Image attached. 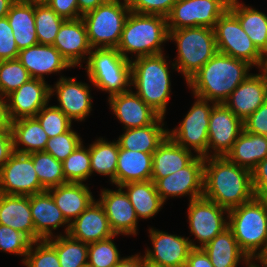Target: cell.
Here are the masks:
<instances>
[{"mask_svg":"<svg viewBox=\"0 0 267 267\" xmlns=\"http://www.w3.org/2000/svg\"><path fill=\"white\" fill-rule=\"evenodd\" d=\"M31 79L18 59L0 61V94L7 96Z\"/></svg>","mask_w":267,"mask_h":267,"instance_id":"cell-43","label":"cell"},{"mask_svg":"<svg viewBox=\"0 0 267 267\" xmlns=\"http://www.w3.org/2000/svg\"><path fill=\"white\" fill-rule=\"evenodd\" d=\"M142 267H162L160 265H155L150 262H148L146 259L142 261Z\"/></svg>","mask_w":267,"mask_h":267,"instance_id":"cell-62","label":"cell"},{"mask_svg":"<svg viewBox=\"0 0 267 267\" xmlns=\"http://www.w3.org/2000/svg\"><path fill=\"white\" fill-rule=\"evenodd\" d=\"M19 50L7 17L0 18V61L17 59Z\"/></svg>","mask_w":267,"mask_h":267,"instance_id":"cell-49","label":"cell"},{"mask_svg":"<svg viewBox=\"0 0 267 267\" xmlns=\"http://www.w3.org/2000/svg\"><path fill=\"white\" fill-rule=\"evenodd\" d=\"M32 241L23 233L0 224V251L22 257L24 262Z\"/></svg>","mask_w":267,"mask_h":267,"instance_id":"cell-46","label":"cell"},{"mask_svg":"<svg viewBox=\"0 0 267 267\" xmlns=\"http://www.w3.org/2000/svg\"><path fill=\"white\" fill-rule=\"evenodd\" d=\"M226 157L250 171L267 157V136L253 134L244 129Z\"/></svg>","mask_w":267,"mask_h":267,"instance_id":"cell-33","label":"cell"},{"mask_svg":"<svg viewBox=\"0 0 267 267\" xmlns=\"http://www.w3.org/2000/svg\"><path fill=\"white\" fill-rule=\"evenodd\" d=\"M228 227L254 263L267 247V201L254 197L228 212Z\"/></svg>","mask_w":267,"mask_h":267,"instance_id":"cell-5","label":"cell"},{"mask_svg":"<svg viewBox=\"0 0 267 267\" xmlns=\"http://www.w3.org/2000/svg\"><path fill=\"white\" fill-rule=\"evenodd\" d=\"M187 210L189 230L196 240L189 238L192 248H203L228 227L229 211L204 196L189 201Z\"/></svg>","mask_w":267,"mask_h":267,"instance_id":"cell-11","label":"cell"},{"mask_svg":"<svg viewBox=\"0 0 267 267\" xmlns=\"http://www.w3.org/2000/svg\"><path fill=\"white\" fill-rule=\"evenodd\" d=\"M109 109L124 126L123 129L145 127L160 115L147 105L132 88L126 92L108 97Z\"/></svg>","mask_w":267,"mask_h":267,"instance_id":"cell-22","label":"cell"},{"mask_svg":"<svg viewBox=\"0 0 267 267\" xmlns=\"http://www.w3.org/2000/svg\"><path fill=\"white\" fill-rule=\"evenodd\" d=\"M129 13L126 0H109L82 15L92 49L117 48Z\"/></svg>","mask_w":267,"mask_h":267,"instance_id":"cell-8","label":"cell"},{"mask_svg":"<svg viewBox=\"0 0 267 267\" xmlns=\"http://www.w3.org/2000/svg\"><path fill=\"white\" fill-rule=\"evenodd\" d=\"M17 59L29 72L31 78L44 81L46 75L73 68L53 45L37 44L20 50Z\"/></svg>","mask_w":267,"mask_h":267,"instance_id":"cell-24","label":"cell"},{"mask_svg":"<svg viewBox=\"0 0 267 267\" xmlns=\"http://www.w3.org/2000/svg\"><path fill=\"white\" fill-rule=\"evenodd\" d=\"M16 0H0V18L6 17Z\"/></svg>","mask_w":267,"mask_h":267,"instance_id":"cell-58","label":"cell"},{"mask_svg":"<svg viewBox=\"0 0 267 267\" xmlns=\"http://www.w3.org/2000/svg\"><path fill=\"white\" fill-rule=\"evenodd\" d=\"M229 4L230 0H177L167 16V28L177 30L203 26L214 29Z\"/></svg>","mask_w":267,"mask_h":267,"instance_id":"cell-12","label":"cell"},{"mask_svg":"<svg viewBox=\"0 0 267 267\" xmlns=\"http://www.w3.org/2000/svg\"><path fill=\"white\" fill-rule=\"evenodd\" d=\"M10 121L35 117L50 102V84L42 79L31 78L6 96Z\"/></svg>","mask_w":267,"mask_h":267,"instance_id":"cell-19","label":"cell"},{"mask_svg":"<svg viewBox=\"0 0 267 267\" xmlns=\"http://www.w3.org/2000/svg\"><path fill=\"white\" fill-rule=\"evenodd\" d=\"M11 121L7 111V98L0 94V130L10 127Z\"/></svg>","mask_w":267,"mask_h":267,"instance_id":"cell-56","label":"cell"},{"mask_svg":"<svg viewBox=\"0 0 267 267\" xmlns=\"http://www.w3.org/2000/svg\"><path fill=\"white\" fill-rule=\"evenodd\" d=\"M54 85H50V97L56 95L58 107L72 122H82L91 115L92 96L90 85L77 81L76 77L60 76ZM53 86V87H52Z\"/></svg>","mask_w":267,"mask_h":267,"instance_id":"cell-15","label":"cell"},{"mask_svg":"<svg viewBox=\"0 0 267 267\" xmlns=\"http://www.w3.org/2000/svg\"><path fill=\"white\" fill-rule=\"evenodd\" d=\"M82 142L62 162L63 174L67 182L85 183L91 176L90 145Z\"/></svg>","mask_w":267,"mask_h":267,"instance_id":"cell-41","label":"cell"},{"mask_svg":"<svg viewBox=\"0 0 267 267\" xmlns=\"http://www.w3.org/2000/svg\"><path fill=\"white\" fill-rule=\"evenodd\" d=\"M55 250L61 267H80L87 265L88 243L72 238L69 234L46 240Z\"/></svg>","mask_w":267,"mask_h":267,"instance_id":"cell-38","label":"cell"},{"mask_svg":"<svg viewBox=\"0 0 267 267\" xmlns=\"http://www.w3.org/2000/svg\"><path fill=\"white\" fill-rule=\"evenodd\" d=\"M95 140L90 144L91 175L109 177L110 184L115 186L119 144L117 140L111 142L103 137Z\"/></svg>","mask_w":267,"mask_h":267,"instance_id":"cell-37","label":"cell"},{"mask_svg":"<svg viewBox=\"0 0 267 267\" xmlns=\"http://www.w3.org/2000/svg\"><path fill=\"white\" fill-rule=\"evenodd\" d=\"M120 187L127 194L138 219L153 218L163 209L165 203L160 198L152 180L130 182Z\"/></svg>","mask_w":267,"mask_h":267,"instance_id":"cell-36","label":"cell"},{"mask_svg":"<svg viewBox=\"0 0 267 267\" xmlns=\"http://www.w3.org/2000/svg\"><path fill=\"white\" fill-rule=\"evenodd\" d=\"M29 203L35 227V241L62 235L61 232L55 233L59 227H64L65 235L69 233L70 223L47 190L29 196Z\"/></svg>","mask_w":267,"mask_h":267,"instance_id":"cell-20","label":"cell"},{"mask_svg":"<svg viewBox=\"0 0 267 267\" xmlns=\"http://www.w3.org/2000/svg\"><path fill=\"white\" fill-rule=\"evenodd\" d=\"M87 80L108 97L131 89V61L116 48H95L86 61Z\"/></svg>","mask_w":267,"mask_h":267,"instance_id":"cell-7","label":"cell"},{"mask_svg":"<svg viewBox=\"0 0 267 267\" xmlns=\"http://www.w3.org/2000/svg\"><path fill=\"white\" fill-rule=\"evenodd\" d=\"M168 32L170 43H176L177 56L173 63L186 83L217 53L214 29L198 26Z\"/></svg>","mask_w":267,"mask_h":267,"instance_id":"cell-6","label":"cell"},{"mask_svg":"<svg viewBox=\"0 0 267 267\" xmlns=\"http://www.w3.org/2000/svg\"><path fill=\"white\" fill-rule=\"evenodd\" d=\"M109 0H77L79 13L84 15L85 13L96 9L98 6L106 3Z\"/></svg>","mask_w":267,"mask_h":267,"instance_id":"cell-57","label":"cell"},{"mask_svg":"<svg viewBox=\"0 0 267 267\" xmlns=\"http://www.w3.org/2000/svg\"><path fill=\"white\" fill-rule=\"evenodd\" d=\"M35 118L49 138L65 133L73 127V122L58 107L50 105L49 102L36 114Z\"/></svg>","mask_w":267,"mask_h":267,"instance_id":"cell-44","label":"cell"},{"mask_svg":"<svg viewBox=\"0 0 267 267\" xmlns=\"http://www.w3.org/2000/svg\"><path fill=\"white\" fill-rule=\"evenodd\" d=\"M262 61H267V48L265 51L262 53Z\"/></svg>","mask_w":267,"mask_h":267,"instance_id":"cell-64","label":"cell"},{"mask_svg":"<svg viewBox=\"0 0 267 267\" xmlns=\"http://www.w3.org/2000/svg\"><path fill=\"white\" fill-rule=\"evenodd\" d=\"M258 259H267V247L266 250L261 254V256Z\"/></svg>","mask_w":267,"mask_h":267,"instance_id":"cell-63","label":"cell"},{"mask_svg":"<svg viewBox=\"0 0 267 267\" xmlns=\"http://www.w3.org/2000/svg\"><path fill=\"white\" fill-rule=\"evenodd\" d=\"M251 176L254 196L267 201V157L251 170Z\"/></svg>","mask_w":267,"mask_h":267,"instance_id":"cell-51","label":"cell"},{"mask_svg":"<svg viewBox=\"0 0 267 267\" xmlns=\"http://www.w3.org/2000/svg\"><path fill=\"white\" fill-rule=\"evenodd\" d=\"M10 128L13 136L14 152L29 154L44 151L49 137L35 117L13 120Z\"/></svg>","mask_w":267,"mask_h":267,"instance_id":"cell-35","label":"cell"},{"mask_svg":"<svg viewBox=\"0 0 267 267\" xmlns=\"http://www.w3.org/2000/svg\"><path fill=\"white\" fill-rule=\"evenodd\" d=\"M82 142L80 134L72 127L65 133L49 138L44 151L63 162Z\"/></svg>","mask_w":267,"mask_h":267,"instance_id":"cell-47","label":"cell"},{"mask_svg":"<svg viewBox=\"0 0 267 267\" xmlns=\"http://www.w3.org/2000/svg\"><path fill=\"white\" fill-rule=\"evenodd\" d=\"M254 265L256 267H267V259H257L254 262Z\"/></svg>","mask_w":267,"mask_h":267,"instance_id":"cell-59","label":"cell"},{"mask_svg":"<svg viewBox=\"0 0 267 267\" xmlns=\"http://www.w3.org/2000/svg\"><path fill=\"white\" fill-rule=\"evenodd\" d=\"M228 10L239 20L256 48L263 53L267 48V14L239 0H230Z\"/></svg>","mask_w":267,"mask_h":267,"instance_id":"cell-32","label":"cell"},{"mask_svg":"<svg viewBox=\"0 0 267 267\" xmlns=\"http://www.w3.org/2000/svg\"><path fill=\"white\" fill-rule=\"evenodd\" d=\"M151 248L147 247L144 258L162 267H185L192 246L189 237L171 234L149 227Z\"/></svg>","mask_w":267,"mask_h":267,"instance_id":"cell-17","label":"cell"},{"mask_svg":"<svg viewBox=\"0 0 267 267\" xmlns=\"http://www.w3.org/2000/svg\"><path fill=\"white\" fill-rule=\"evenodd\" d=\"M32 4H47L50 0H23Z\"/></svg>","mask_w":267,"mask_h":267,"instance_id":"cell-60","label":"cell"},{"mask_svg":"<svg viewBox=\"0 0 267 267\" xmlns=\"http://www.w3.org/2000/svg\"><path fill=\"white\" fill-rule=\"evenodd\" d=\"M34 18L38 44L53 45L65 19L47 4H34Z\"/></svg>","mask_w":267,"mask_h":267,"instance_id":"cell-40","label":"cell"},{"mask_svg":"<svg viewBox=\"0 0 267 267\" xmlns=\"http://www.w3.org/2000/svg\"><path fill=\"white\" fill-rule=\"evenodd\" d=\"M29 154L14 152L0 170V193L31 196L45 191Z\"/></svg>","mask_w":267,"mask_h":267,"instance_id":"cell-14","label":"cell"},{"mask_svg":"<svg viewBox=\"0 0 267 267\" xmlns=\"http://www.w3.org/2000/svg\"><path fill=\"white\" fill-rule=\"evenodd\" d=\"M193 153L167 136L153 153L151 178H163L183 169L197 157Z\"/></svg>","mask_w":267,"mask_h":267,"instance_id":"cell-30","label":"cell"},{"mask_svg":"<svg viewBox=\"0 0 267 267\" xmlns=\"http://www.w3.org/2000/svg\"><path fill=\"white\" fill-rule=\"evenodd\" d=\"M203 156H197L189 165L163 178H151L164 203L171 198L189 196V201L203 196Z\"/></svg>","mask_w":267,"mask_h":267,"instance_id":"cell-13","label":"cell"},{"mask_svg":"<svg viewBox=\"0 0 267 267\" xmlns=\"http://www.w3.org/2000/svg\"><path fill=\"white\" fill-rule=\"evenodd\" d=\"M6 17L12 27L19 51L38 44L34 4L23 0H16Z\"/></svg>","mask_w":267,"mask_h":267,"instance_id":"cell-34","label":"cell"},{"mask_svg":"<svg viewBox=\"0 0 267 267\" xmlns=\"http://www.w3.org/2000/svg\"><path fill=\"white\" fill-rule=\"evenodd\" d=\"M14 153L11 128L0 130V170Z\"/></svg>","mask_w":267,"mask_h":267,"instance_id":"cell-53","label":"cell"},{"mask_svg":"<svg viewBox=\"0 0 267 267\" xmlns=\"http://www.w3.org/2000/svg\"><path fill=\"white\" fill-rule=\"evenodd\" d=\"M251 73L230 94L224 104L242 121L254 113L267 100L265 75Z\"/></svg>","mask_w":267,"mask_h":267,"instance_id":"cell-23","label":"cell"},{"mask_svg":"<svg viewBox=\"0 0 267 267\" xmlns=\"http://www.w3.org/2000/svg\"><path fill=\"white\" fill-rule=\"evenodd\" d=\"M87 183L68 182L47 189L56 206L71 224L96 199Z\"/></svg>","mask_w":267,"mask_h":267,"instance_id":"cell-26","label":"cell"},{"mask_svg":"<svg viewBox=\"0 0 267 267\" xmlns=\"http://www.w3.org/2000/svg\"><path fill=\"white\" fill-rule=\"evenodd\" d=\"M243 129V121L224 103L215 104L209 119L207 157L226 156Z\"/></svg>","mask_w":267,"mask_h":267,"instance_id":"cell-16","label":"cell"},{"mask_svg":"<svg viewBox=\"0 0 267 267\" xmlns=\"http://www.w3.org/2000/svg\"><path fill=\"white\" fill-rule=\"evenodd\" d=\"M244 130L267 136V100L243 121Z\"/></svg>","mask_w":267,"mask_h":267,"instance_id":"cell-50","label":"cell"},{"mask_svg":"<svg viewBox=\"0 0 267 267\" xmlns=\"http://www.w3.org/2000/svg\"><path fill=\"white\" fill-rule=\"evenodd\" d=\"M53 46L73 68H82V63H86L92 50L82 18L65 20L56 35Z\"/></svg>","mask_w":267,"mask_h":267,"instance_id":"cell-21","label":"cell"},{"mask_svg":"<svg viewBox=\"0 0 267 267\" xmlns=\"http://www.w3.org/2000/svg\"><path fill=\"white\" fill-rule=\"evenodd\" d=\"M214 267H251L254 263L240 249L229 227L203 247Z\"/></svg>","mask_w":267,"mask_h":267,"instance_id":"cell-29","label":"cell"},{"mask_svg":"<svg viewBox=\"0 0 267 267\" xmlns=\"http://www.w3.org/2000/svg\"><path fill=\"white\" fill-rule=\"evenodd\" d=\"M177 0H126L131 12L167 17Z\"/></svg>","mask_w":267,"mask_h":267,"instance_id":"cell-48","label":"cell"},{"mask_svg":"<svg viewBox=\"0 0 267 267\" xmlns=\"http://www.w3.org/2000/svg\"><path fill=\"white\" fill-rule=\"evenodd\" d=\"M47 5L61 18L73 20L81 18L77 0H50Z\"/></svg>","mask_w":267,"mask_h":267,"instance_id":"cell-52","label":"cell"},{"mask_svg":"<svg viewBox=\"0 0 267 267\" xmlns=\"http://www.w3.org/2000/svg\"><path fill=\"white\" fill-rule=\"evenodd\" d=\"M153 153L119 148L116 169V186L130 182L151 180Z\"/></svg>","mask_w":267,"mask_h":267,"instance_id":"cell-31","label":"cell"},{"mask_svg":"<svg viewBox=\"0 0 267 267\" xmlns=\"http://www.w3.org/2000/svg\"><path fill=\"white\" fill-rule=\"evenodd\" d=\"M214 32L217 52L247 61L258 70L261 68L262 53L229 10L218 19Z\"/></svg>","mask_w":267,"mask_h":267,"instance_id":"cell-10","label":"cell"},{"mask_svg":"<svg viewBox=\"0 0 267 267\" xmlns=\"http://www.w3.org/2000/svg\"><path fill=\"white\" fill-rule=\"evenodd\" d=\"M68 234L88 244L115 235L110 228L105 210L97 199L70 224Z\"/></svg>","mask_w":267,"mask_h":267,"instance_id":"cell-25","label":"cell"},{"mask_svg":"<svg viewBox=\"0 0 267 267\" xmlns=\"http://www.w3.org/2000/svg\"><path fill=\"white\" fill-rule=\"evenodd\" d=\"M185 267H214L203 248H192Z\"/></svg>","mask_w":267,"mask_h":267,"instance_id":"cell-54","label":"cell"},{"mask_svg":"<svg viewBox=\"0 0 267 267\" xmlns=\"http://www.w3.org/2000/svg\"><path fill=\"white\" fill-rule=\"evenodd\" d=\"M116 188L100 189L97 200L103 206L114 234L136 236L139 231V219L125 191L119 186Z\"/></svg>","mask_w":267,"mask_h":267,"instance_id":"cell-18","label":"cell"},{"mask_svg":"<svg viewBox=\"0 0 267 267\" xmlns=\"http://www.w3.org/2000/svg\"><path fill=\"white\" fill-rule=\"evenodd\" d=\"M165 118L159 116L152 124L145 127L124 129L122 135H119L117 139L119 148L154 153L168 136Z\"/></svg>","mask_w":267,"mask_h":267,"instance_id":"cell-27","label":"cell"},{"mask_svg":"<svg viewBox=\"0 0 267 267\" xmlns=\"http://www.w3.org/2000/svg\"><path fill=\"white\" fill-rule=\"evenodd\" d=\"M203 196L228 211L254 196L251 171L226 156L205 158Z\"/></svg>","mask_w":267,"mask_h":267,"instance_id":"cell-1","label":"cell"},{"mask_svg":"<svg viewBox=\"0 0 267 267\" xmlns=\"http://www.w3.org/2000/svg\"><path fill=\"white\" fill-rule=\"evenodd\" d=\"M195 101L178 126L167 128L168 137L178 145L207 157L210 113L216 104L193 95Z\"/></svg>","mask_w":267,"mask_h":267,"instance_id":"cell-9","label":"cell"},{"mask_svg":"<svg viewBox=\"0 0 267 267\" xmlns=\"http://www.w3.org/2000/svg\"><path fill=\"white\" fill-rule=\"evenodd\" d=\"M168 33L167 17L130 11L116 49L130 61L132 58L164 53V44L169 42Z\"/></svg>","mask_w":267,"mask_h":267,"instance_id":"cell-4","label":"cell"},{"mask_svg":"<svg viewBox=\"0 0 267 267\" xmlns=\"http://www.w3.org/2000/svg\"><path fill=\"white\" fill-rule=\"evenodd\" d=\"M259 70L265 75L267 79V61H262V66Z\"/></svg>","mask_w":267,"mask_h":267,"instance_id":"cell-61","label":"cell"},{"mask_svg":"<svg viewBox=\"0 0 267 267\" xmlns=\"http://www.w3.org/2000/svg\"><path fill=\"white\" fill-rule=\"evenodd\" d=\"M22 265L25 267H61L56 250L46 240L32 242Z\"/></svg>","mask_w":267,"mask_h":267,"instance_id":"cell-45","label":"cell"},{"mask_svg":"<svg viewBox=\"0 0 267 267\" xmlns=\"http://www.w3.org/2000/svg\"><path fill=\"white\" fill-rule=\"evenodd\" d=\"M165 53L141 56L131 60V88L160 116L166 117L171 98V70L177 72ZM171 67V69H169Z\"/></svg>","mask_w":267,"mask_h":267,"instance_id":"cell-3","label":"cell"},{"mask_svg":"<svg viewBox=\"0 0 267 267\" xmlns=\"http://www.w3.org/2000/svg\"><path fill=\"white\" fill-rule=\"evenodd\" d=\"M117 236L118 234H115L108 239L88 244L89 267H114L123 258L113 241Z\"/></svg>","mask_w":267,"mask_h":267,"instance_id":"cell-42","label":"cell"},{"mask_svg":"<svg viewBox=\"0 0 267 267\" xmlns=\"http://www.w3.org/2000/svg\"><path fill=\"white\" fill-rule=\"evenodd\" d=\"M29 196L0 193V224L11 227L35 241V227L31 215Z\"/></svg>","mask_w":267,"mask_h":267,"instance_id":"cell-28","label":"cell"},{"mask_svg":"<svg viewBox=\"0 0 267 267\" xmlns=\"http://www.w3.org/2000/svg\"><path fill=\"white\" fill-rule=\"evenodd\" d=\"M32 158L35 172L40 184L47 190L49 188L68 183L65 180L62 162L56 160L45 151L29 153Z\"/></svg>","mask_w":267,"mask_h":267,"instance_id":"cell-39","label":"cell"},{"mask_svg":"<svg viewBox=\"0 0 267 267\" xmlns=\"http://www.w3.org/2000/svg\"><path fill=\"white\" fill-rule=\"evenodd\" d=\"M252 68L247 61L217 52L186 84L192 95L221 104L251 74Z\"/></svg>","mask_w":267,"mask_h":267,"instance_id":"cell-2","label":"cell"},{"mask_svg":"<svg viewBox=\"0 0 267 267\" xmlns=\"http://www.w3.org/2000/svg\"><path fill=\"white\" fill-rule=\"evenodd\" d=\"M144 259V255H141V253L129 255L127 257L123 256L114 267H142V261Z\"/></svg>","mask_w":267,"mask_h":267,"instance_id":"cell-55","label":"cell"}]
</instances>
